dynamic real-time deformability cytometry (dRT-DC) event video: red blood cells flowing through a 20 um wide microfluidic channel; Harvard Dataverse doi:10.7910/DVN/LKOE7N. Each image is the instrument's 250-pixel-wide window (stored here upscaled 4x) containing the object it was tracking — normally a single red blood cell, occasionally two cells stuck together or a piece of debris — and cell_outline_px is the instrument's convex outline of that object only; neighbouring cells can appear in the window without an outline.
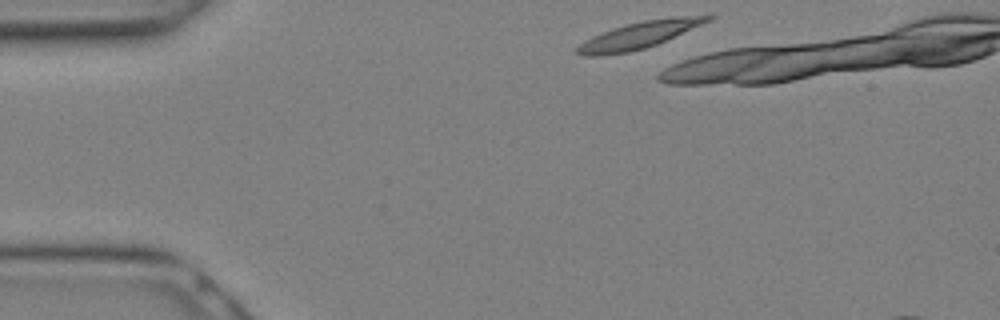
{"species": "Egyptian fruit bat (a non-hibernating species)", "species_latin": "Rousettus aegyptiacus", "temperature_condition": "warm", "stored_images_in_passage": 7, "camera_frame_rate_fps": 3000, "um_per_image_px": 0.085, "animal": {"sex": "female"}, "frame": {"image": 1, "passage_image": 1, "time_ms": 0.0, "image_size_px": [1000, 320], "cell_outline_px": [[716, 16], [712, 20], [656, 44], [644, 48], [628, 52], [600, 56], [584, 56], [576, 52], [576, 48], [584, 40], [592, 36], [612, 28], [644, 20], [672, 16]], "centroid_in_image_um": [54.29, 2.98], "position_along_channel_um": 30.7, "area_um2": 20.11}}
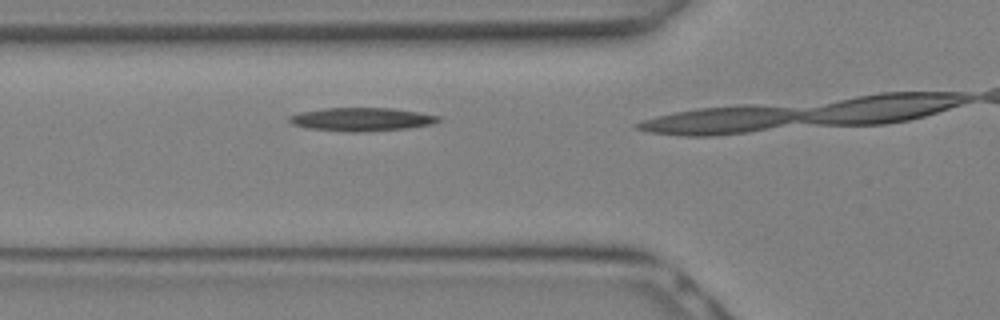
{"frame": {"image": 2, "passage_image": 6, "time_ms": 1.667, "image_size_px": [1000, 320], "cell_outline_px": [[444, 120], [432, 124], [408, 128], [364, 132], [348, 132], [308, 128], [292, 124], [288, 120], [288, 116], [300, 112], [324, 108], [392, 108], [440, 116]], "centroid_in_image_um": [30.74, 10.15], "position_along_channel_um": 95.1, "area_um2": 20.4}}